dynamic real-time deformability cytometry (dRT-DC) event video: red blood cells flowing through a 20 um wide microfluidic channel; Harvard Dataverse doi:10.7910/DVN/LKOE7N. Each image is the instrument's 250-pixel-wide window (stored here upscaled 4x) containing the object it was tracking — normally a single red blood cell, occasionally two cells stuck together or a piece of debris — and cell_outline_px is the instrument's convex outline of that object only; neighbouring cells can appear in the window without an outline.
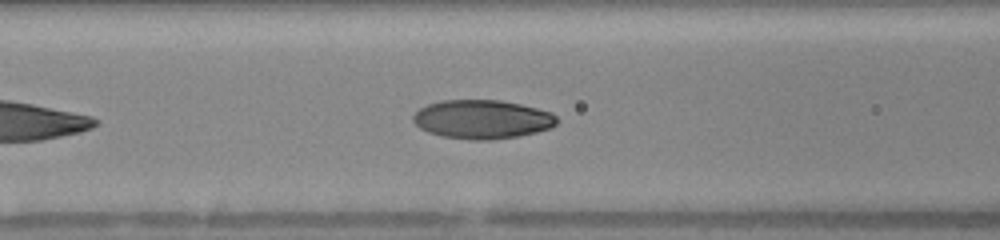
{"species": "human", "species_latin": "Homo sapiens", "temperature_condition": "warm", "stored_images_in_passage": 24, "camera_frame_rate_fps": 3000, "um_per_image_px": 0.085, "donor": {"sex": "female"}, "frame": {"image": 1, "passage_image": 8, "time_ms": 2.333, "image_size_px": [1000, 240], "cell_outline_px": [[556, 124], [548, 128], [536, 132], [520, 136], [492, 140], [468, 140], [440, 136], [428, 132], [420, 128], [412, 120], [412, 116], [420, 108], [428, 104], [440, 100], [500, 100], [520, 104], [552, 112], [556, 116]], "centroid_in_image_um": [40.96, 10.15], "position_along_channel_um": 125.6, "area_um2": 32.66}}